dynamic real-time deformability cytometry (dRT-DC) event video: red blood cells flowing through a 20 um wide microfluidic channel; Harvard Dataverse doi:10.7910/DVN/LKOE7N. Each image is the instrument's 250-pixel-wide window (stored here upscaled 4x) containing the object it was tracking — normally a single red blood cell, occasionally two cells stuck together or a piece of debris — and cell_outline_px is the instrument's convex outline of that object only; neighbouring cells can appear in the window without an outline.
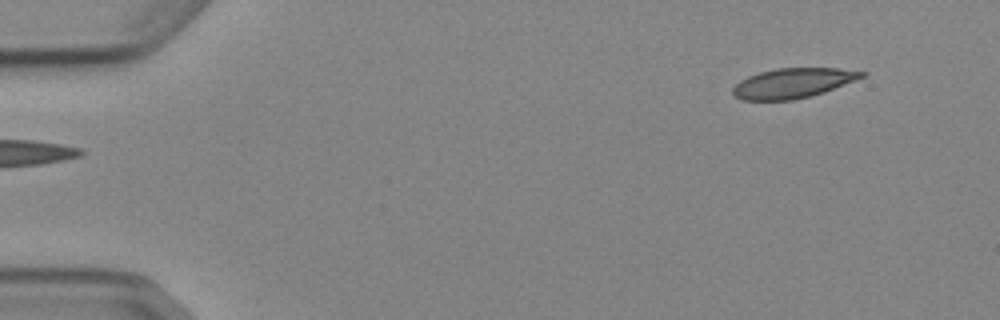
{"species": "Egyptian fruit bat (a non-hibernating species)", "species_latin": "Rousettus aegyptiacus", "temperature_condition": "cold", "stored_images_in_passage": 6, "segment_of_instrument_passage": [2, 2], "camera_frame_rate_fps": 3000, "um_per_image_px": 0.085, "animal": {"sex": "female"}, "frame": {"image": 1, "passage_image": 6, "time_ms": 5.667, "image_size_px": [1000, 320], "cell_outline_px": [[868, 76], [824, 92], [792, 100], [740, 100], [732, 92], [732, 88], [740, 80], [748, 76], [760, 72], [776, 68], [840, 68], [868, 72]], "centroid_in_image_um": [67.44, 7.05], "position_along_channel_um": 17.6, "area_um2": 22.54}}